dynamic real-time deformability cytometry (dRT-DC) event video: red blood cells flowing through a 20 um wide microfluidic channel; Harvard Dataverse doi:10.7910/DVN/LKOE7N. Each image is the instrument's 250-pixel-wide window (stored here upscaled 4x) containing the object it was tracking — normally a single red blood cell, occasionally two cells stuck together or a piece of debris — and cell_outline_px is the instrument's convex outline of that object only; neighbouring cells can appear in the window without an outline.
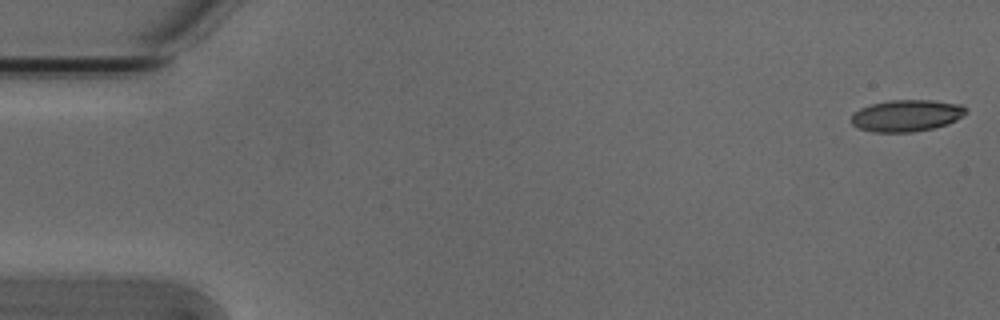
{"species": "Egyptian fruit bat (a non-hibernating species)", "species_latin": "Rousettus aegyptiacus", "temperature_condition": "cold", "stored_images_in_passage": 53, "camera_frame_rate_fps": 3000, "um_per_image_px": 0.085, "animal": {"sex": "male"}, "frame": {"image": 1, "passage_image": 1, "time_ms": 0.0, "image_size_px": [1000, 320], "cell_outline_px": [[968, 112], [964, 116], [948, 124], [932, 128], [912, 132], [872, 132], [856, 128], [852, 124], [852, 112], [860, 108], [872, 104], [888, 100], [932, 100], [960, 104], [968, 108]], "centroid_in_image_um": [77.06, 9.82], "position_along_channel_um": 7.9, "area_um2": 21.44}}
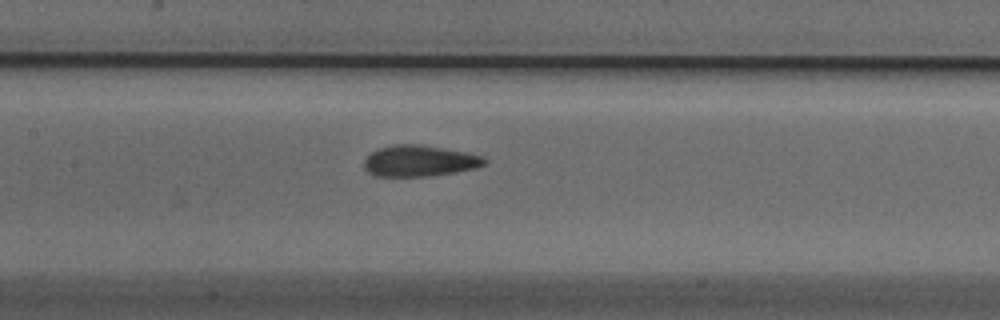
{"frame": {"image": 2, "passage_image": 25, "time_ms": 8.0, "image_size_px": [1000, 320], "cell_outline_px": [[488, 160], [484, 164], [476, 168], [456, 172], [428, 176], [376, 176], [368, 172], [364, 168], [364, 160], [376, 148], [392, 144], [420, 144], [468, 152], [480, 156]], "centroid_in_image_um": [35.64, 13.66], "position_along_channel_um": 171.8, "area_um2": 21.96}}
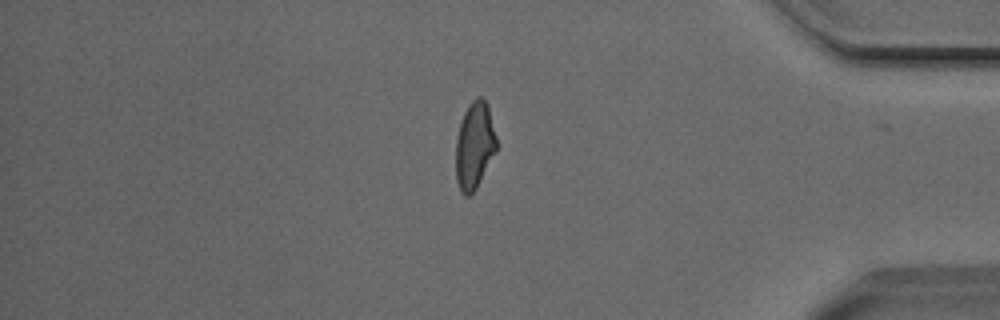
{"frame": {"image": 3, "passage_image": 45, "time_ms": 14.667, "image_size_px": [1000, 320], "cell_outline_px": [[496, 152], [476, 188], [468, 196], [464, 196], [460, 192], [456, 180], [456, 140], [460, 124], [464, 112], [468, 104], [476, 96], [480, 96], [488, 104], [496, 136]], "centroid_in_image_um": [40.33, 12.36], "position_along_channel_um": 394.9, "area_um2": 20.69}, "authors_computed_cell_mechanics": {"area_um2": 21.3282, "velocity_mm_per_s": 3.8198, "shape_relaxation_time_tau1_ms": 6.9599, "shape_relaxation_time_tau2_ms": 2.3001, "deformation_change_tau1": 0.169, "deformation_change_tau2": 0.0838}}